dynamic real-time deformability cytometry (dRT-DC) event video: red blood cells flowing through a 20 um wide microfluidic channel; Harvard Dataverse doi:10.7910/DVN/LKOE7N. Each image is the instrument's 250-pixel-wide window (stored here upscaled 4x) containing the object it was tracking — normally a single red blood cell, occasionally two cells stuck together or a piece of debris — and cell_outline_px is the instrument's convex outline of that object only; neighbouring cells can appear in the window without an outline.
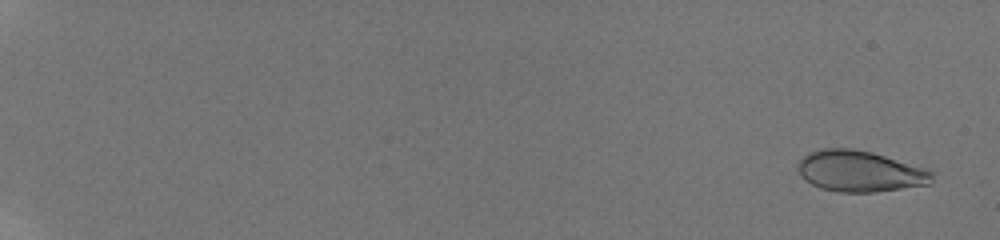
{"species": "human", "species_latin": "Homo sapiens", "temperature_condition": "room temperature", "stored_images_in_passage": 16, "camera_frame_rate_fps": 3000, "um_per_image_px": 0.085, "donor": {"sex": "male"}, "frame": {"image": 1, "passage_image": 1, "time_ms": 0.0, "image_size_px": [1000, 240], "cell_outline_px": [[932, 184], [876, 192], [840, 192], [820, 188], [804, 180], [800, 176], [796, 168], [796, 164], [808, 152], [820, 148], [852, 148], [872, 152], [924, 168], [932, 172]], "centroid_in_image_um": [73.04, 14.55], "position_along_channel_um": 12.0, "area_um2": 32.31}}
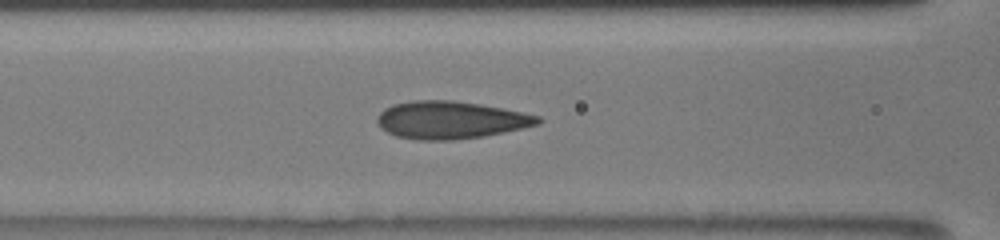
{"frame": {"image": 2, "passage_image": 11, "time_ms": 8.667, "image_size_px": [1000, 240], "cell_outline_px": [[544, 120], [540, 124], [504, 132], [484, 136], [452, 140], [416, 140], [396, 136], [380, 128], [376, 120], [376, 116], [384, 108], [392, 104], [416, 100], [452, 100], [480, 104], [504, 108], [540, 116]], "centroid_in_image_um": [38.29, 10.2], "position_along_channel_um": 128.3, "area_um2": 35.43}}
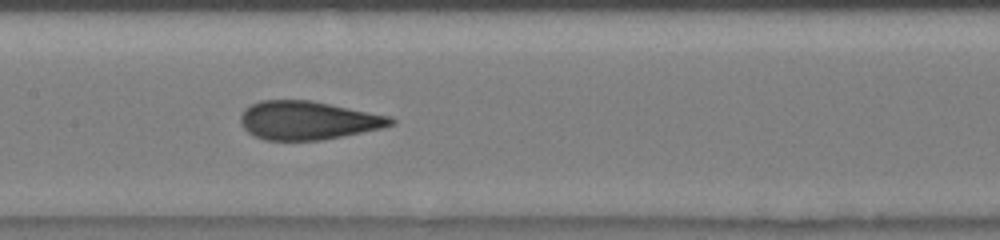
{"frame": {"image": 3, "passage_image": 14, "time_ms": 10.0, "image_size_px": [1000, 240], "cell_outline_px": [[396, 124], [384, 128], [320, 140], [264, 140], [248, 132], [240, 124], [240, 116], [244, 108], [260, 100], [312, 100], [392, 116], [396, 120]], "centroid_in_image_um": [26.2, 10.22], "position_along_channel_um": 181.2, "area_um2": 33.99}}